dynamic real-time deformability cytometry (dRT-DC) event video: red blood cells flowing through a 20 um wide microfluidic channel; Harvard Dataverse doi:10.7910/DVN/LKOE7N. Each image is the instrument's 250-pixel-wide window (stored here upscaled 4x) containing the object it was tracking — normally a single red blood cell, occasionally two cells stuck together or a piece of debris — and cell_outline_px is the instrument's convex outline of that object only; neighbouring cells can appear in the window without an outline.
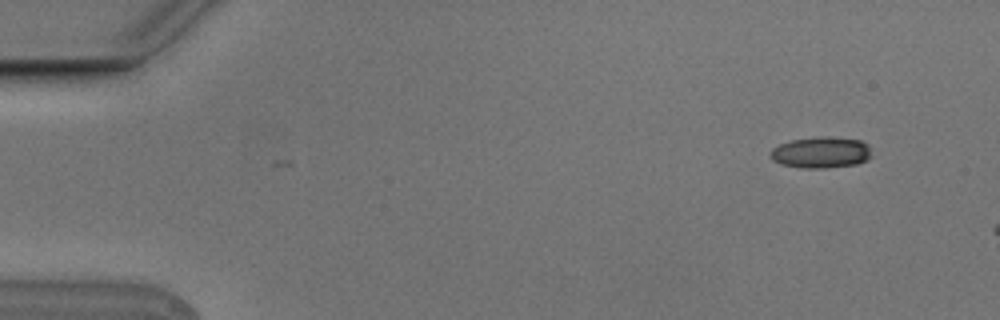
{"species": "Egyptian fruit bat (a non-hibernating species)", "species_latin": "Rousettus aegyptiacus", "temperature_condition": "cold", "stored_images_in_passage": 3, "camera_frame_rate_fps": 3000, "um_per_image_px": 0.085, "animal": {"sex": "male"}, "frame": {"image": 1, "passage_image": 1, "time_ms": 0.0, "image_size_px": [1000, 320], "cell_outline_px": [[872, 156], [868, 160], [856, 164], [824, 168], [800, 168], [780, 164], [772, 160], [768, 156], [768, 152], [772, 148], [780, 144], [792, 140], [816, 136], [828, 136], [860, 140], [868, 144]], "centroid_in_image_um": [69.76, 12.96], "position_along_channel_um": 15.2, "area_um2": 18.79}}